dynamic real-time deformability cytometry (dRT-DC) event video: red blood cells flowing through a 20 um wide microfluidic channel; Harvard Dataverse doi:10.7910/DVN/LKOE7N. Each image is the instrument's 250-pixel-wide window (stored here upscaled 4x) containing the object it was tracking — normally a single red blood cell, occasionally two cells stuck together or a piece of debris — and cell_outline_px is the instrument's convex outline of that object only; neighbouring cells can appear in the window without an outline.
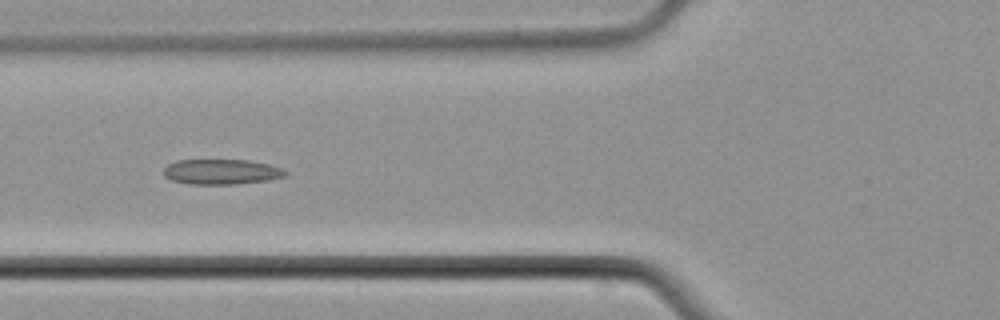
{"species": "common noctule bat (a hibernating species)", "species_latin": "Nyctalus noctula", "temperature_condition": "cold", "stored_images_in_passage": 7, "camera_frame_rate_fps": 3000, "um_per_image_px": 0.085, "animal": {"sex": "male", "body_mass_g": 21.5, "forearm_length_mm": 52.0}, "frame": {"image": 1, "passage_image": 5, "time_ms": 5.0, "image_size_px": [1000, 320], "cell_outline_px": [[288, 172], [284, 176], [268, 180], [236, 184], [192, 184], [172, 180], [164, 176], [164, 168], [168, 164], [176, 160], [248, 160], [268, 164], [284, 168]], "centroid_in_image_um": [18.83, 14.6], "position_along_channel_um": 107.0, "area_um2": 17.86}}
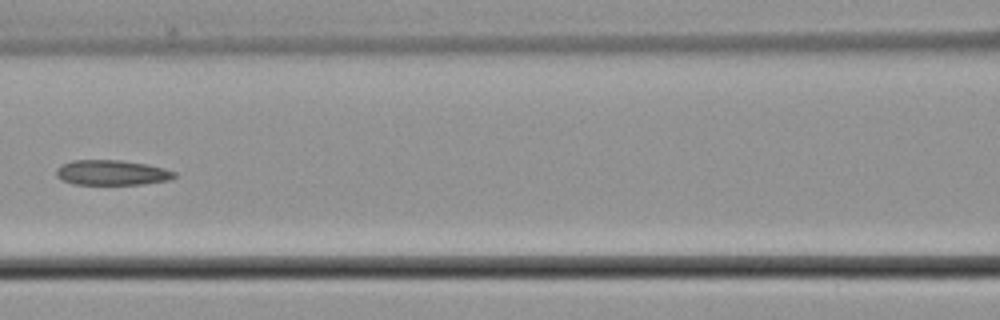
{"frame": {"image": 2, "passage_image": 6, "time_ms": 6.333, "image_size_px": [1000, 320], "cell_outline_px": [[176, 176], [168, 180], [140, 184], [72, 184], [60, 180], [56, 176], [56, 168], [60, 164], [72, 160], [120, 160], [148, 164], [164, 168], [176, 172]], "centroid_in_image_um": [9.45, 14.66], "position_along_channel_um": 157.1, "area_um2": 17.4}}
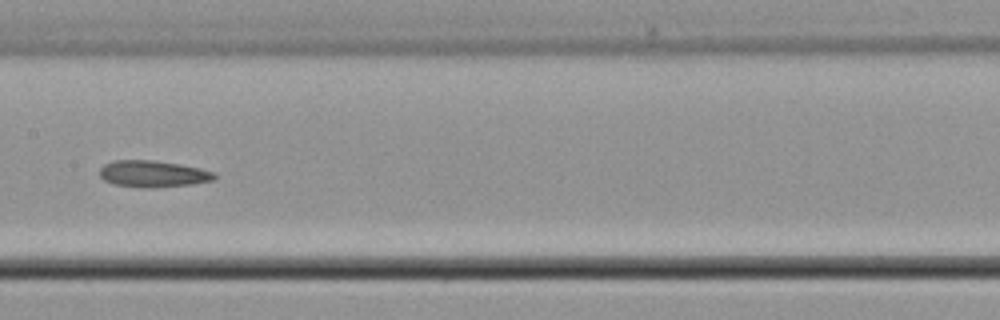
{"frame": {"image": 3, "passage_image": 7, "time_ms": 7.333, "image_size_px": [1000, 320], "cell_outline_px": [[216, 176], [212, 180], [188, 184], [116, 184], [104, 180], [100, 176], [100, 168], [104, 164], [112, 160], [152, 160], [200, 168], [216, 172]], "centroid_in_image_um": [12.98, 14.7], "position_along_channel_um": 194.4, "area_um2": 16.42}}